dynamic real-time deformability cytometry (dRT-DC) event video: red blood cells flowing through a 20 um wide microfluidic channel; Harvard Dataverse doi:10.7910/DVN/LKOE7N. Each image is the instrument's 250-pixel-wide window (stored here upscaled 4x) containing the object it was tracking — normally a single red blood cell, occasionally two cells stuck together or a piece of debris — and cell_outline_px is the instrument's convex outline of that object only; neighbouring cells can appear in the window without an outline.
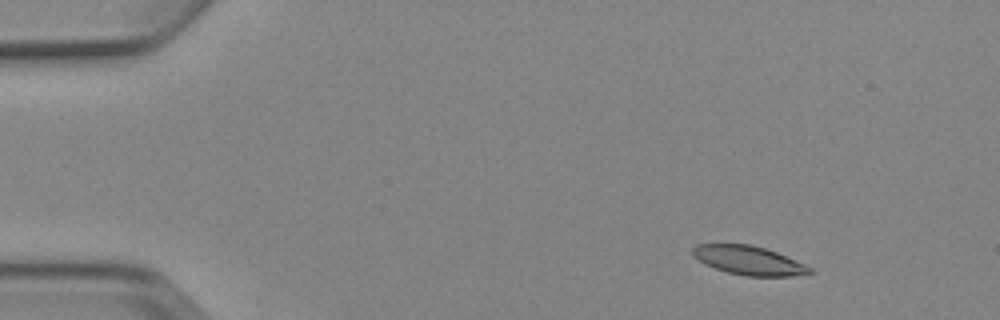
{"species": "Egyptian fruit bat (a non-hibernating species)", "species_latin": "Rousettus aegyptiacus", "temperature_condition": "cold", "stored_images_in_passage": 5, "camera_frame_rate_fps": 3000, "um_per_image_px": 0.085, "animal": {"sex": "female"}, "frame": {"image": 1, "passage_image": 2, "time_ms": 1.0, "image_size_px": [1000, 320], "cell_outline_px": [[812, 272], [792, 276], [744, 276], [728, 272], [704, 264], [692, 256], [692, 248], [696, 244], [752, 244], [776, 252], [804, 264], [812, 268]], "centroid_in_image_um": [63.59, 22.13], "position_along_channel_um": 21.4, "area_um2": 19.59}}
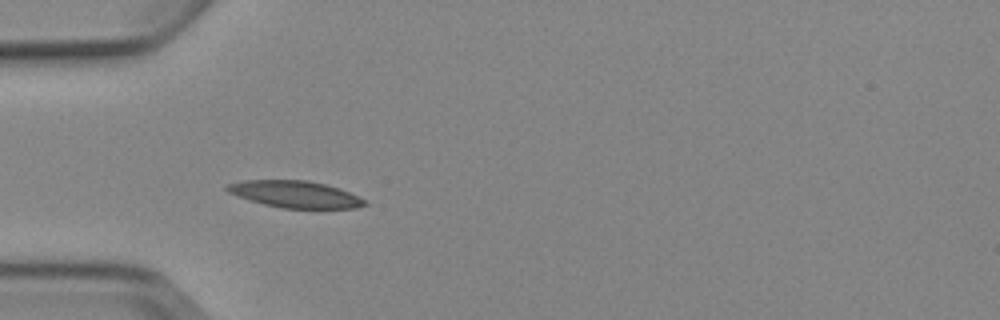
{"frame": {"image": 2, "passage_image": 4, "time_ms": 4.333, "image_size_px": [1000, 320], "cell_outline_px": [[368, 204], [356, 208], [284, 208], [264, 204], [228, 192], [224, 188], [224, 184], [244, 180], [308, 180], [340, 188], [368, 200]], "centroid_in_image_um": [25.12, 16.5], "position_along_channel_um": 59.9, "area_um2": 21.5}}
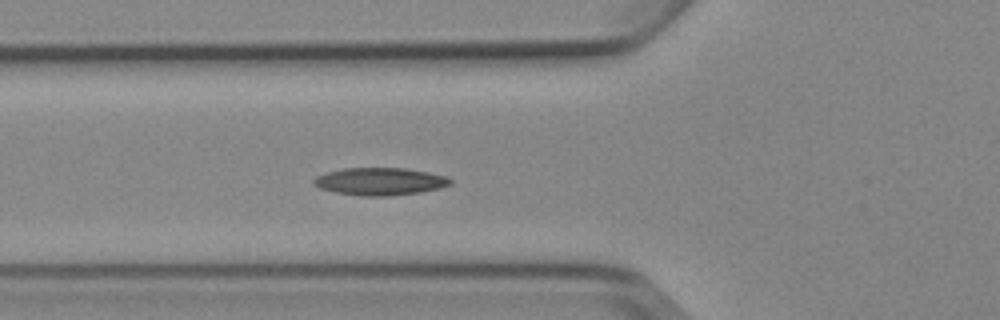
{"frame": {"image": 3, "passage_image": 5, "time_ms": 5.333, "image_size_px": [1000, 320], "cell_outline_px": [[452, 184], [440, 188], [420, 192], [388, 196], [360, 196], [336, 192], [320, 188], [312, 184], [312, 180], [316, 176], [328, 172], [344, 168], [404, 168], [428, 172], [448, 176], [452, 180]], "centroid_in_image_um": [32.31, 15.42], "position_along_channel_um": 93.5, "area_um2": 21.96}}